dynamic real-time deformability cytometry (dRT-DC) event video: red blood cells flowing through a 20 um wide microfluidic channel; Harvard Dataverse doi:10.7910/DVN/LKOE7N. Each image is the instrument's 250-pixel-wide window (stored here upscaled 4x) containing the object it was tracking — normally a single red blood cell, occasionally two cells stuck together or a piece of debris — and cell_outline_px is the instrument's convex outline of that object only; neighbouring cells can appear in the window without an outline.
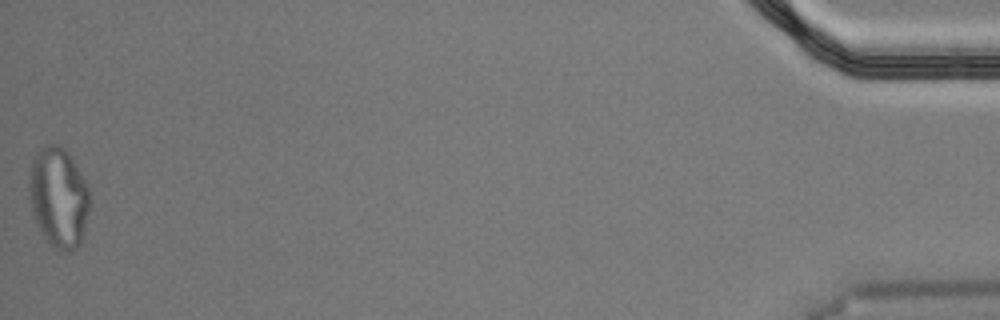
{"species": "Egyptian fruit bat (a non-hibernating species)", "species_latin": "Rousettus aegyptiacus", "temperature_condition": "cold", "stored_images_in_passage": 55, "segment_of_instrument_passage": [2, 2], "camera_frame_rate_fps": 3000, "um_per_image_px": 0.085, "animal": {"sex": "male"}, "frame": {"image": 1, "passage_image": 55, "time_ms": 18.0, "image_size_px": [1000, 320], "cell_outline_px": [[88, 208], [84, 236], [80, 244], [72, 252], [60, 252], [52, 248], [48, 244], [36, 220], [32, 208], [28, 188], [28, 180], [32, 160], [36, 152], [40, 148], [48, 144], [56, 144], [64, 148], [68, 152], [84, 180], [88, 188]], "centroid_in_image_um": [4.97, 16.81], "position_along_channel_um": 430.2, "area_um2": 35.32}}